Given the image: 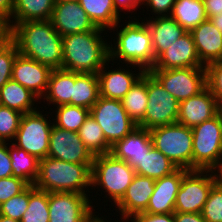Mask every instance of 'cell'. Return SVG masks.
<instances>
[{
	"label": "cell",
	"mask_w": 222,
	"mask_h": 222,
	"mask_svg": "<svg viewBox=\"0 0 222 222\" xmlns=\"http://www.w3.org/2000/svg\"><path fill=\"white\" fill-rule=\"evenodd\" d=\"M55 1H58V2H78L79 0H55Z\"/></svg>",
	"instance_id": "obj_56"
},
{
	"label": "cell",
	"mask_w": 222,
	"mask_h": 222,
	"mask_svg": "<svg viewBox=\"0 0 222 222\" xmlns=\"http://www.w3.org/2000/svg\"><path fill=\"white\" fill-rule=\"evenodd\" d=\"M126 222H175L174 213L168 214H151L141 212L132 215Z\"/></svg>",
	"instance_id": "obj_45"
},
{
	"label": "cell",
	"mask_w": 222,
	"mask_h": 222,
	"mask_svg": "<svg viewBox=\"0 0 222 222\" xmlns=\"http://www.w3.org/2000/svg\"><path fill=\"white\" fill-rule=\"evenodd\" d=\"M11 40L18 52L52 70L62 69V36L50 20L26 21L11 28Z\"/></svg>",
	"instance_id": "obj_1"
},
{
	"label": "cell",
	"mask_w": 222,
	"mask_h": 222,
	"mask_svg": "<svg viewBox=\"0 0 222 222\" xmlns=\"http://www.w3.org/2000/svg\"><path fill=\"white\" fill-rule=\"evenodd\" d=\"M55 2V0H14L9 20L10 27L26 21L50 20Z\"/></svg>",
	"instance_id": "obj_27"
},
{
	"label": "cell",
	"mask_w": 222,
	"mask_h": 222,
	"mask_svg": "<svg viewBox=\"0 0 222 222\" xmlns=\"http://www.w3.org/2000/svg\"><path fill=\"white\" fill-rule=\"evenodd\" d=\"M175 222H207L202 213H179L174 212Z\"/></svg>",
	"instance_id": "obj_49"
},
{
	"label": "cell",
	"mask_w": 222,
	"mask_h": 222,
	"mask_svg": "<svg viewBox=\"0 0 222 222\" xmlns=\"http://www.w3.org/2000/svg\"><path fill=\"white\" fill-rule=\"evenodd\" d=\"M199 60L204 66L222 60V33L206 19L190 31Z\"/></svg>",
	"instance_id": "obj_22"
},
{
	"label": "cell",
	"mask_w": 222,
	"mask_h": 222,
	"mask_svg": "<svg viewBox=\"0 0 222 222\" xmlns=\"http://www.w3.org/2000/svg\"><path fill=\"white\" fill-rule=\"evenodd\" d=\"M50 111L55 126L73 132H78L90 115V109L69 104L51 108Z\"/></svg>",
	"instance_id": "obj_34"
},
{
	"label": "cell",
	"mask_w": 222,
	"mask_h": 222,
	"mask_svg": "<svg viewBox=\"0 0 222 222\" xmlns=\"http://www.w3.org/2000/svg\"><path fill=\"white\" fill-rule=\"evenodd\" d=\"M74 83L75 72L64 69L52 70L46 93L40 100V104L42 105L40 107L45 110H48L50 107L49 110H51V108L61 105H71Z\"/></svg>",
	"instance_id": "obj_25"
},
{
	"label": "cell",
	"mask_w": 222,
	"mask_h": 222,
	"mask_svg": "<svg viewBox=\"0 0 222 222\" xmlns=\"http://www.w3.org/2000/svg\"><path fill=\"white\" fill-rule=\"evenodd\" d=\"M18 53L17 46L12 40L0 47V88L11 79L13 64Z\"/></svg>",
	"instance_id": "obj_40"
},
{
	"label": "cell",
	"mask_w": 222,
	"mask_h": 222,
	"mask_svg": "<svg viewBox=\"0 0 222 222\" xmlns=\"http://www.w3.org/2000/svg\"><path fill=\"white\" fill-rule=\"evenodd\" d=\"M188 171L184 168H178L172 174L156 179L154 192L150 197L145 213H174L176 196L181 186V180Z\"/></svg>",
	"instance_id": "obj_21"
},
{
	"label": "cell",
	"mask_w": 222,
	"mask_h": 222,
	"mask_svg": "<svg viewBox=\"0 0 222 222\" xmlns=\"http://www.w3.org/2000/svg\"><path fill=\"white\" fill-rule=\"evenodd\" d=\"M178 168L154 146L149 153L144 154L134 168L137 175L153 178L154 180L168 176Z\"/></svg>",
	"instance_id": "obj_30"
},
{
	"label": "cell",
	"mask_w": 222,
	"mask_h": 222,
	"mask_svg": "<svg viewBox=\"0 0 222 222\" xmlns=\"http://www.w3.org/2000/svg\"><path fill=\"white\" fill-rule=\"evenodd\" d=\"M135 175L134 168L128 162L115 158L111 153L94 156L91 177L92 194H90L92 199L90 200L95 211L98 214H106L103 212V207H107L110 203V208L107 209L111 210L123 198ZM93 193L96 195L93 196ZM97 195L101 196L102 199ZM93 202L95 203L93 204Z\"/></svg>",
	"instance_id": "obj_2"
},
{
	"label": "cell",
	"mask_w": 222,
	"mask_h": 222,
	"mask_svg": "<svg viewBox=\"0 0 222 222\" xmlns=\"http://www.w3.org/2000/svg\"><path fill=\"white\" fill-rule=\"evenodd\" d=\"M0 222H20V221H17V220L11 219L9 217L0 215Z\"/></svg>",
	"instance_id": "obj_53"
},
{
	"label": "cell",
	"mask_w": 222,
	"mask_h": 222,
	"mask_svg": "<svg viewBox=\"0 0 222 222\" xmlns=\"http://www.w3.org/2000/svg\"><path fill=\"white\" fill-rule=\"evenodd\" d=\"M8 152L11 158L13 176L33 185L38 176L40 160L24 149L15 146L12 142H8Z\"/></svg>",
	"instance_id": "obj_31"
},
{
	"label": "cell",
	"mask_w": 222,
	"mask_h": 222,
	"mask_svg": "<svg viewBox=\"0 0 222 222\" xmlns=\"http://www.w3.org/2000/svg\"><path fill=\"white\" fill-rule=\"evenodd\" d=\"M148 72L179 102L199 94L207 87L206 67L149 69Z\"/></svg>",
	"instance_id": "obj_9"
},
{
	"label": "cell",
	"mask_w": 222,
	"mask_h": 222,
	"mask_svg": "<svg viewBox=\"0 0 222 222\" xmlns=\"http://www.w3.org/2000/svg\"><path fill=\"white\" fill-rule=\"evenodd\" d=\"M128 116L138 125L147 109V71L121 99Z\"/></svg>",
	"instance_id": "obj_33"
},
{
	"label": "cell",
	"mask_w": 222,
	"mask_h": 222,
	"mask_svg": "<svg viewBox=\"0 0 222 222\" xmlns=\"http://www.w3.org/2000/svg\"><path fill=\"white\" fill-rule=\"evenodd\" d=\"M48 157L78 164H93L94 160L77 132L61 129L54 124L50 132Z\"/></svg>",
	"instance_id": "obj_15"
},
{
	"label": "cell",
	"mask_w": 222,
	"mask_h": 222,
	"mask_svg": "<svg viewBox=\"0 0 222 222\" xmlns=\"http://www.w3.org/2000/svg\"><path fill=\"white\" fill-rule=\"evenodd\" d=\"M51 118V111H44L43 108L23 114L12 143L39 160L44 159L48 156L50 132L54 124Z\"/></svg>",
	"instance_id": "obj_8"
},
{
	"label": "cell",
	"mask_w": 222,
	"mask_h": 222,
	"mask_svg": "<svg viewBox=\"0 0 222 222\" xmlns=\"http://www.w3.org/2000/svg\"><path fill=\"white\" fill-rule=\"evenodd\" d=\"M23 114L0 105V141L12 142L20 126Z\"/></svg>",
	"instance_id": "obj_37"
},
{
	"label": "cell",
	"mask_w": 222,
	"mask_h": 222,
	"mask_svg": "<svg viewBox=\"0 0 222 222\" xmlns=\"http://www.w3.org/2000/svg\"><path fill=\"white\" fill-rule=\"evenodd\" d=\"M50 21L61 36L93 31L96 28L81 5L72 1H56Z\"/></svg>",
	"instance_id": "obj_19"
},
{
	"label": "cell",
	"mask_w": 222,
	"mask_h": 222,
	"mask_svg": "<svg viewBox=\"0 0 222 222\" xmlns=\"http://www.w3.org/2000/svg\"><path fill=\"white\" fill-rule=\"evenodd\" d=\"M191 129L193 170L215 171L222 161V110L212 119Z\"/></svg>",
	"instance_id": "obj_7"
},
{
	"label": "cell",
	"mask_w": 222,
	"mask_h": 222,
	"mask_svg": "<svg viewBox=\"0 0 222 222\" xmlns=\"http://www.w3.org/2000/svg\"><path fill=\"white\" fill-rule=\"evenodd\" d=\"M207 87L216 98L222 109V60L212 62L206 66Z\"/></svg>",
	"instance_id": "obj_41"
},
{
	"label": "cell",
	"mask_w": 222,
	"mask_h": 222,
	"mask_svg": "<svg viewBox=\"0 0 222 222\" xmlns=\"http://www.w3.org/2000/svg\"><path fill=\"white\" fill-rule=\"evenodd\" d=\"M39 104L40 99L34 93L12 79L0 88V105L2 106L25 114L41 108Z\"/></svg>",
	"instance_id": "obj_26"
},
{
	"label": "cell",
	"mask_w": 222,
	"mask_h": 222,
	"mask_svg": "<svg viewBox=\"0 0 222 222\" xmlns=\"http://www.w3.org/2000/svg\"><path fill=\"white\" fill-rule=\"evenodd\" d=\"M147 98L148 103L144 119L137 127L150 130L177 123L179 101L164 89L148 71Z\"/></svg>",
	"instance_id": "obj_11"
},
{
	"label": "cell",
	"mask_w": 222,
	"mask_h": 222,
	"mask_svg": "<svg viewBox=\"0 0 222 222\" xmlns=\"http://www.w3.org/2000/svg\"><path fill=\"white\" fill-rule=\"evenodd\" d=\"M201 213L207 222H222V184L219 182L212 187Z\"/></svg>",
	"instance_id": "obj_38"
},
{
	"label": "cell",
	"mask_w": 222,
	"mask_h": 222,
	"mask_svg": "<svg viewBox=\"0 0 222 222\" xmlns=\"http://www.w3.org/2000/svg\"><path fill=\"white\" fill-rule=\"evenodd\" d=\"M90 222H102V215L98 214L94 219H92Z\"/></svg>",
	"instance_id": "obj_55"
},
{
	"label": "cell",
	"mask_w": 222,
	"mask_h": 222,
	"mask_svg": "<svg viewBox=\"0 0 222 222\" xmlns=\"http://www.w3.org/2000/svg\"><path fill=\"white\" fill-rule=\"evenodd\" d=\"M20 222H49L48 192L29 185L28 208Z\"/></svg>",
	"instance_id": "obj_36"
},
{
	"label": "cell",
	"mask_w": 222,
	"mask_h": 222,
	"mask_svg": "<svg viewBox=\"0 0 222 222\" xmlns=\"http://www.w3.org/2000/svg\"><path fill=\"white\" fill-rule=\"evenodd\" d=\"M153 146L177 168L193 170L192 129L179 123L149 130Z\"/></svg>",
	"instance_id": "obj_6"
},
{
	"label": "cell",
	"mask_w": 222,
	"mask_h": 222,
	"mask_svg": "<svg viewBox=\"0 0 222 222\" xmlns=\"http://www.w3.org/2000/svg\"><path fill=\"white\" fill-rule=\"evenodd\" d=\"M52 69L18 53L11 79L29 89L40 100L45 95Z\"/></svg>",
	"instance_id": "obj_17"
},
{
	"label": "cell",
	"mask_w": 222,
	"mask_h": 222,
	"mask_svg": "<svg viewBox=\"0 0 222 222\" xmlns=\"http://www.w3.org/2000/svg\"><path fill=\"white\" fill-rule=\"evenodd\" d=\"M210 21L218 28V30L222 33V13L217 14L210 18Z\"/></svg>",
	"instance_id": "obj_51"
},
{
	"label": "cell",
	"mask_w": 222,
	"mask_h": 222,
	"mask_svg": "<svg viewBox=\"0 0 222 222\" xmlns=\"http://www.w3.org/2000/svg\"><path fill=\"white\" fill-rule=\"evenodd\" d=\"M185 67H206L199 56L190 32L178 38L154 62L151 69H174Z\"/></svg>",
	"instance_id": "obj_20"
},
{
	"label": "cell",
	"mask_w": 222,
	"mask_h": 222,
	"mask_svg": "<svg viewBox=\"0 0 222 222\" xmlns=\"http://www.w3.org/2000/svg\"><path fill=\"white\" fill-rule=\"evenodd\" d=\"M143 2L144 0H113L115 10L122 15L123 18L127 17L126 19H139V12L137 10H142L141 7L143 6ZM125 11H127V13Z\"/></svg>",
	"instance_id": "obj_44"
},
{
	"label": "cell",
	"mask_w": 222,
	"mask_h": 222,
	"mask_svg": "<svg viewBox=\"0 0 222 222\" xmlns=\"http://www.w3.org/2000/svg\"><path fill=\"white\" fill-rule=\"evenodd\" d=\"M100 97L99 78L93 73L75 72L71 105L91 109Z\"/></svg>",
	"instance_id": "obj_29"
},
{
	"label": "cell",
	"mask_w": 222,
	"mask_h": 222,
	"mask_svg": "<svg viewBox=\"0 0 222 222\" xmlns=\"http://www.w3.org/2000/svg\"><path fill=\"white\" fill-rule=\"evenodd\" d=\"M29 186L20 194L11 197L0 205V215L21 221L22 215L28 208Z\"/></svg>",
	"instance_id": "obj_39"
},
{
	"label": "cell",
	"mask_w": 222,
	"mask_h": 222,
	"mask_svg": "<svg viewBox=\"0 0 222 222\" xmlns=\"http://www.w3.org/2000/svg\"><path fill=\"white\" fill-rule=\"evenodd\" d=\"M11 40V27L9 20L0 15V47Z\"/></svg>",
	"instance_id": "obj_48"
},
{
	"label": "cell",
	"mask_w": 222,
	"mask_h": 222,
	"mask_svg": "<svg viewBox=\"0 0 222 222\" xmlns=\"http://www.w3.org/2000/svg\"><path fill=\"white\" fill-rule=\"evenodd\" d=\"M108 33L110 34L109 59L112 62L135 64L146 71L153 67L151 34L143 20L123 19Z\"/></svg>",
	"instance_id": "obj_3"
},
{
	"label": "cell",
	"mask_w": 222,
	"mask_h": 222,
	"mask_svg": "<svg viewBox=\"0 0 222 222\" xmlns=\"http://www.w3.org/2000/svg\"><path fill=\"white\" fill-rule=\"evenodd\" d=\"M29 184L18 177H6L0 179V205L11 197L20 194Z\"/></svg>",
	"instance_id": "obj_43"
},
{
	"label": "cell",
	"mask_w": 222,
	"mask_h": 222,
	"mask_svg": "<svg viewBox=\"0 0 222 222\" xmlns=\"http://www.w3.org/2000/svg\"><path fill=\"white\" fill-rule=\"evenodd\" d=\"M107 32L108 30L96 27L93 31L62 36V69L97 74L109 60Z\"/></svg>",
	"instance_id": "obj_4"
},
{
	"label": "cell",
	"mask_w": 222,
	"mask_h": 222,
	"mask_svg": "<svg viewBox=\"0 0 222 222\" xmlns=\"http://www.w3.org/2000/svg\"><path fill=\"white\" fill-rule=\"evenodd\" d=\"M91 117L103 130L107 143L112 147L137 128L128 116L121 100L99 97L90 109Z\"/></svg>",
	"instance_id": "obj_10"
},
{
	"label": "cell",
	"mask_w": 222,
	"mask_h": 222,
	"mask_svg": "<svg viewBox=\"0 0 222 222\" xmlns=\"http://www.w3.org/2000/svg\"><path fill=\"white\" fill-rule=\"evenodd\" d=\"M203 4L207 19L222 13V0H203Z\"/></svg>",
	"instance_id": "obj_47"
},
{
	"label": "cell",
	"mask_w": 222,
	"mask_h": 222,
	"mask_svg": "<svg viewBox=\"0 0 222 222\" xmlns=\"http://www.w3.org/2000/svg\"><path fill=\"white\" fill-rule=\"evenodd\" d=\"M218 182L213 170H189L181 180L175 212L201 213L212 187Z\"/></svg>",
	"instance_id": "obj_12"
},
{
	"label": "cell",
	"mask_w": 222,
	"mask_h": 222,
	"mask_svg": "<svg viewBox=\"0 0 222 222\" xmlns=\"http://www.w3.org/2000/svg\"><path fill=\"white\" fill-rule=\"evenodd\" d=\"M90 195L74 192H48L49 222H90L98 214Z\"/></svg>",
	"instance_id": "obj_13"
},
{
	"label": "cell",
	"mask_w": 222,
	"mask_h": 222,
	"mask_svg": "<svg viewBox=\"0 0 222 222\" xmlns=\"http://www.w3.org/2000/svg\"><path fill=\"white\" fill-rule=\"evenodd\" d=\"M145 72L146 70L141 66L112 63L109 59L97 73L100 96L121 100Z\"/></svg>",
	"instance_id": "obj_14"
},
{
	"label": "cell",
	"mask_w": 222,
	"mask_h": 222,
	"mask_svg": "<svg viewBox=\"0 0 222 222\" xmlns=\"http://www.w3.org/2000/svg\"><path fill=\"white\" fill-rule=\"evenodd\" d=\"M154 187L155 180L153 178L136 174L123 198L112 207V210H108V212L110 211L109 213L107 212L108 216L116 217L112 219H117L118 221H126L132 215L145 212L150 197L154 192ZM111 211L113 213H111ZM116 215L119 216V218Z\"/></svg>",
	"instance_id": "obj_16"
},
{
	"label": "cell",
	"mask_w": 222,
	"mask_h": 222,
	"mask_svg": "<svg viewBox=\"0 0 222 222\" xmlns=\"http://www.w3.org/2000/svg\"><path fill=\"white\" fill-rule=\"evenodd\" d=\"M152 147L153 142L149 130L137 127L122 140L117 141L111 147L110 153L135 168L139 159L149 153Z\"/></svg>",
	"instance_id": "obj_23"
},
{
	"label": "cell",
	"mask_w": 222,
	"mask_h": 222,
	"mask_svg": "<svg viewBox=\"0 0 222 222\" xmlns=\"http://www.w3.org/2000/svg\"><path fill=\"white\" fill-rule=\"evenodd\" d=\"M109 217V218H108ZM111 216H107V214L106 215H102V222H112L111 220H113L112 219V217L110 218ZM108 218V219H107ZM110 219V220H109ZM113 222H114V220H113ZM115 222H118V220H115ZM120 222H126V221H120Z\"/></svg>",
	"instance_id": "obj_54"
},
{
	"label": "cell",
	"mask_w": 222,
	"mask_h": 222,
	"mask_svg": "<svg viewBox=\"0 0 222 222\" xmlns=\"http://www.w3.org/2000/svg\"><path fill=\"white\" fill-rule=\"evenodd\" d=\"M170 16L187 32L207 19L203 0H177Z\"/></svg>",
	"instance_id": "obj_32"
},
{
	"label": "cell",
	"mask_w": 222,
	"mask_h": 222,
	"mask_svg": "<svg viewBox=\"0 0 222 222\" xmlns=\"http://www.w3.org/2000/svg\"><path fill=\"white\" fill-rule=\"evenodd\" d=\"M216 175H217V180L220 184H222V161L219 165V167L215 170Z\"/></svg>",
	"instance_id": "obj_52"
},
{
	"label": "cell",
	"mask_w": 222,
	"mask_h": 222,
	"mask_svg": "<svg viewBox=\"0 0 222 222\" xmlns=\"http://www.w3.org/2000/svg\"><path fill=\"white\" fill-rule=\"evenodd\" d=\"M78 3L96 27L109 31L125 19L115 10L113 0H79Z\"/></svg>",
	"instance_id": "obj_28"
},
{
	"label": "cell",
	"mask_w": 222,
	"mask_h": 222,
	"mask_svg": "<svg viewBox=\"0 0 222 222\" xmlns=\"http://www.w3.org/2000/svg\"><path fill=\"white\" fill-rule=\"evenodd\" d=\"M14 0H0V15L10 20L13 10Z\"/></svg>",
	"instance_id": "obj_50"
},
{
	"label": "cell",
	"mask_w": 222,
	"mask_h": 222,
	"mask_svg": "<svg viewBox=\"0 0 222 222\" xmlns=\"http://www.w3.org/2000/svg\"><path fill=\"white\" fill-rule=\"evenodd\" d=\"M176 1L177 0H144L143 6L141 8L142 10L139 11V17H140L139 19H150V18H153L154 16L155 17L170 16L173 6ZM143 9H145V10H143ZM144 12L146 13L145 15H144ZM140 15L141 16L143 15L142 16L143 18ZM146 15H147V17H146Z\"/></svg>",
	"instance_id": "obj_42"
},
{
	"label": "cell",
	"mask_w": 222,
	"mask_h": 222,
	"mask_svg": "<svg viewBox=\"0 0 222 222\" xmlns=\"http://www.w3.org/2000/svg\"><path fill=\"white\" fill-rule=\"evenodd\" d=\"M92 164L68 163L45 157L40 160L39 172L34 186L52 192L91 194Z\"/></svg>",
	"instance_id": "obj_5"
},
{
	"label": "cell",
	"mask_w": 222,
	"mask_h": 222,
	"mask_svg": "<svg viewBox=\"0 0 222 222\" xmlns=\"http://www.w3.org/2000/svg\"><path fill=\"white\" fill-rule=\"evenodd\" d=\"M222 109L210 89L179 102L177 123L192 128L215 117Z\"/></svg>",
	"instance_id": "obj_18"
},
{
	"label": "cell",
	"mask_w": 222,
	"mask_h": 222,
	"mask_svg": "<svg viewBox=\"0 0 222 222\" xmlns=\"http://www.w3.org/2000/svg\"><path fill=\"white\" fill-rule=\"evenodd\" d=\"M77 133L93 156L110 153L111 146L107 143L103 130L91 115H89Z\"/></svg>",
	"instance_id": "obj_35"
},
{
	"label": "cell",
	"mask_w": 222,
	"mask_h": 222,
	"mask_svg": "<svg viewBox=\"0 0 222 222\" xmlns=\"http://www.w3.org/2000/svg\"><path fill=\"white\" fill-rule=\"evenodd\" d=\"M140 20L145 22L151 34L154 62L162 52L187 33L171 16H157Z\"/></svg>",
	"instance_id": "obj_24"
},
{
	"label": "cell",
	"mask_w": 222,
	"mask_h": 222,
	"mask_svg": "<svg viewBox=\"0 0 222 222\" xmlns=\"http://www.w3.org/2000/svg\"><path fill=\"white\" fill-rule=\"evenodd\" d=\"M13 176L8 142L0 141V179Z\"/></svg>",
	"instance_id": "obj_46"
}]
</instances>
